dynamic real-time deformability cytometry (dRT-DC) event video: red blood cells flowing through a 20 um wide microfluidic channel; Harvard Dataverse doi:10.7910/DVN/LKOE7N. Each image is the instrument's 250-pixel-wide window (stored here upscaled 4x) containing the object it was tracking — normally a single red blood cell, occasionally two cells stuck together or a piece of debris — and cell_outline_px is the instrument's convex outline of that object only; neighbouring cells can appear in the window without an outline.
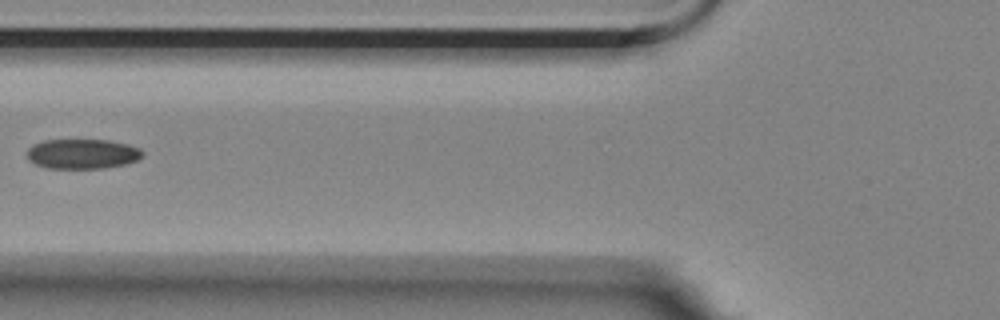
{"species": "Egyptian fruit bat (a non-hibernating species)", "species_latin": "Rousettus aegyptiacus", "temperature_condition": "room temperature", "stored_images_in_passage": 5, "camera_frame_rate_fps": 3000, "um_per_image_px": 0.085, "animal": {"sex": "female"}, "frame": {"image": 1, "passage_image": 5, "time_ms": 5.333, "image_size_px": [1000, 320], "cell_outline_px": [[144, 156], [136, 160], [124, 164], [104, 168], [48, 168], [36, 164], [28, 160], [28, 148], [32, 144], [44, 140], [108, 140], [128, 144], [140, 148], [144, 152]], "centroid_in_image_um": [7.01, 13.07], "position_along_channel_um": 118.8, "area_um2": 20.11}}